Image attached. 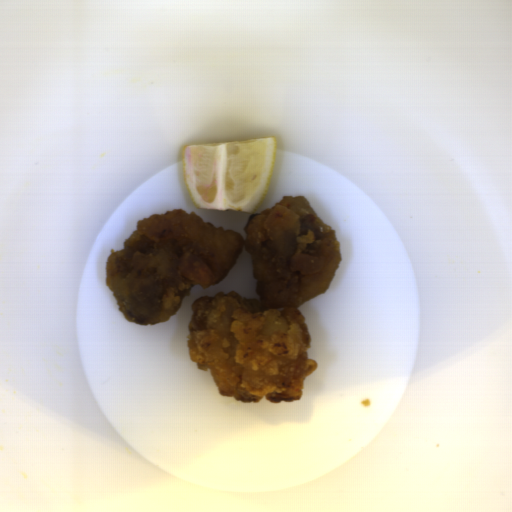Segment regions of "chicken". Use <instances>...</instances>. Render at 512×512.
Returning a JSON list of instances; mask_svg holds the SVG:
<instances>
[{"label": "chicken", "instance_id": "1", "mask_svg": "<svg viewBox=\"0 0 512 512\" xmlns=\"http://www.w3.org/2000/svg\"><path fill=\"white\" fill-rule=\"evenodd\" d=\"M244 230L246 239L183 209L155 214L108 256L105 282L131 322L156 325L178 313L195 285L222 282L245 248L259 300L234 290L195 300L189 354L221 396L301 400L303 381L318 365L309 359L311 335L299 307L335 275L342 259L336 231L299 195L254 213Z\"/></svg>", "mask_w": 512, "mask_h": 512}]
</instances>
